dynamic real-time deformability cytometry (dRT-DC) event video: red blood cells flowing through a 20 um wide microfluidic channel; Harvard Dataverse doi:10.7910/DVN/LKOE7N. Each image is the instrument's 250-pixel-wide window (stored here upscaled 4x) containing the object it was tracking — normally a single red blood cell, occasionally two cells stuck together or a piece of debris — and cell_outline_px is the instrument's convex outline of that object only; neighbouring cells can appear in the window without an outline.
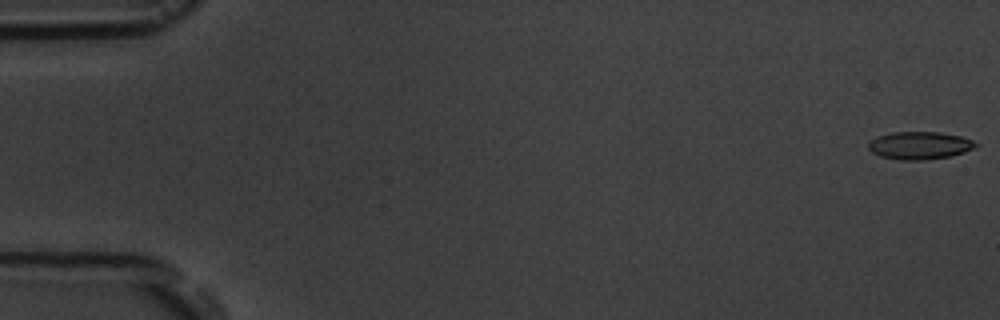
{"species": "common noctule bat (a hibernating species)", "species_latin": "Nyctalus noctula", "temperature_condition": "room temperature", "stored_images_in_passage": 8, "camera_frame_rate_fps": 3000, "um_per_image_px": 0.085, "animal": {"sex": "male", "body_mass_g": 19.5, "forearm_length_mm": 54.6}, "frame": {"image": 1, "passage_image": 1, "time_ms": 0.0, "image_size_px": [1000, 320], "cell_outline_px": [[980, 144], [976, 148], [964, 152], [948, 156], [924, 160], [900, 160], [880, 156], [872, 152], [868, 148], [868, 144], [876, 136], [892, 132], [940, 132], [960, 136], [972, 140]], "centroid_in_image_um": [78.18, 12.36], "position_along_channel_um": 6.8, "area_um2": 17.34}}
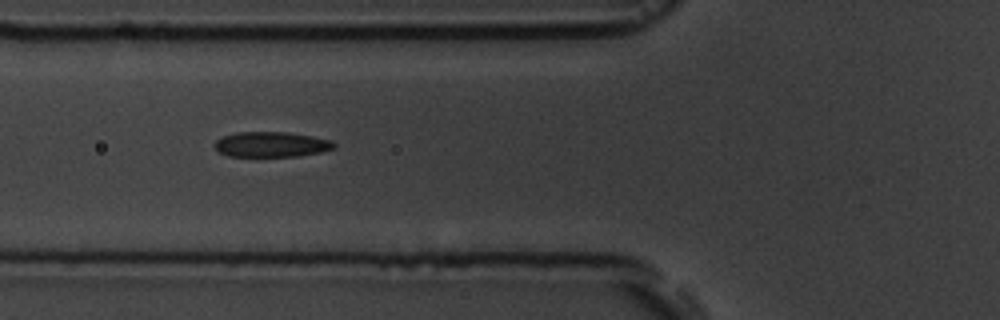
{"frame": {"image": 2, "passage_image": 7, "time_ms": 6.667, "image_size_px": [1000, 320], "cell_outline_px": [[336, 148], [320, 152], [296, 156], [228, 156], [220, 152], [212, 144], [216, 140], [224, 136], [236, 132], [288, 132], [312, 136], [332, 140], [336, 144]], "centroid_in_image_um": [23.08, 12.27], "position_along_channel_um": 102.7, "area_um2": 17.57}}
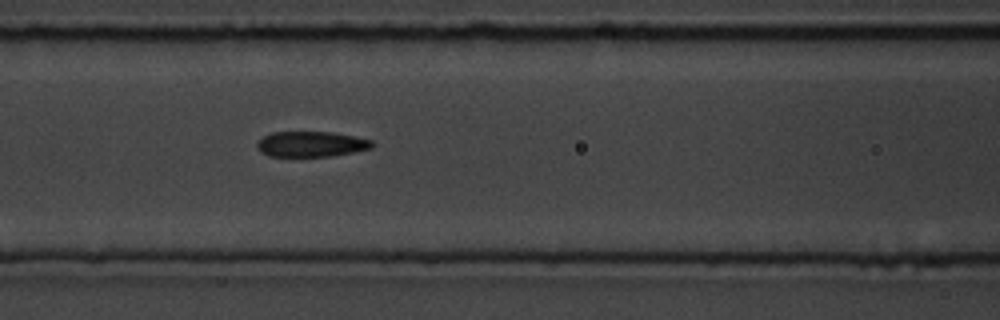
{"frame": {"image": 3, "passage_image": 8, "time_ms": 7.667, "image_size_px": [1000, 320], "cell_outline_px": [[376, 144], [372, 148], [332, 156], [268, 156], [260, 152], [256, 148], [256, 144], [264, 136], [272, 132], [332, 132], [372, 140]], "centroid_in_image_um": [26.44, 12.25], "position_along_channel_um": 140.2, "area_um2": 17.05}}